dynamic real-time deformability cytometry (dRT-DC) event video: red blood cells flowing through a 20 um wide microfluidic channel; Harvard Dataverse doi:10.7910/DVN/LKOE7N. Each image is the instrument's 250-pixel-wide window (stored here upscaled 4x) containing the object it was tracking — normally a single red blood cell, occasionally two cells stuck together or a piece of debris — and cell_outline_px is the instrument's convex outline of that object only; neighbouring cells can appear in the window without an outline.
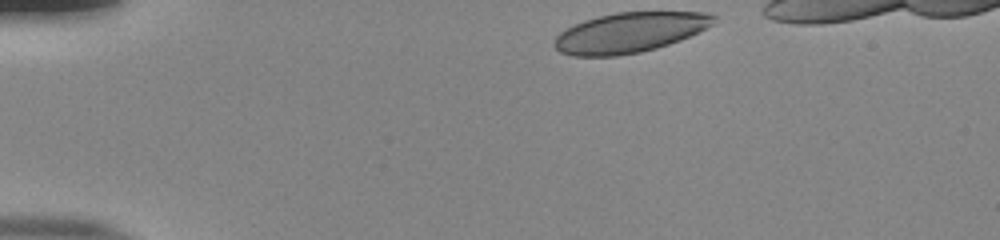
{"species": "human", "species_latin": "Homo sapiens", "temperature_condition": "room temperature", "stored_images_in_passage": 37, "camera_frame_rate_fps": 3000, "um_per_image_px": 0.085, "donor": {"sex": "male"}, "frame": {"image": 1, "passage_image": 1, "time_ms": 0.0, "image_size_px": [1000, 240], "cell_outline_px": [[716, 16], [712, 24], [680, 40], [656, 48], [640, 52], [616, 56], [572, 56], [560, 52], [556, 48], [556, 36], [560, 32], [584, 20], [596, 16], [616, 12], [708, 12]], "centroid_in_image_um": [53.5, 2.76], "position_along_channel_um": 31.5, "area_um2": 36.82}}
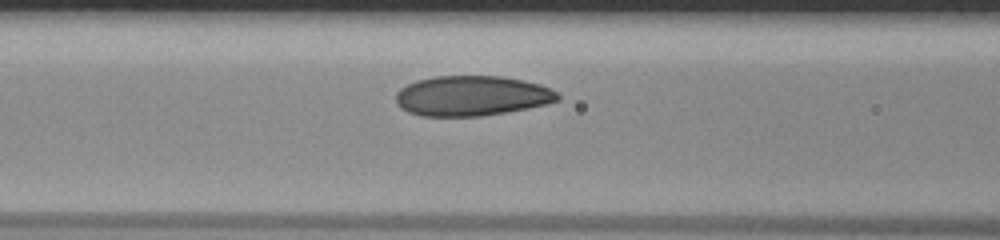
{"frame": {"image": 2, "passage_image": 14, "time_ms": 4.333, "image_size_px": [1000, 240], "cell_outline_px": [[560, 100], [528, 108], [508, 112], [480, 116], [420, 116], [408, 112], [400, 108], [396, 100], [396, 92], [400, 88], [416, 80], [436, 76], [500, 76], [540, 84], [556, 92], [560, 96]], "centroid_in_image_um": [40.07, 8.15], "position_along_channel_um": 126.5, "area_um2": 37.8}}
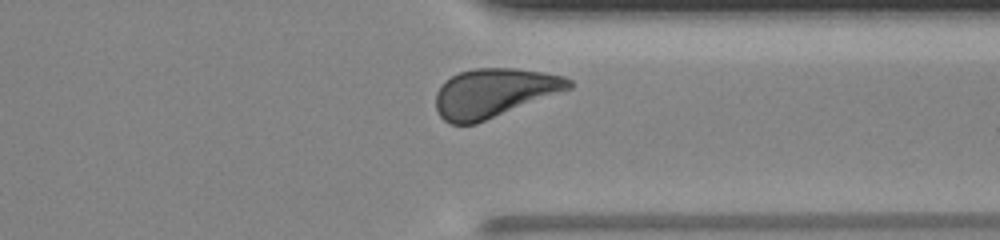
{"frame": {"image": 3, "passage_image": 33, "time_ms": 10.667, "image_size_px": [1000, 240], "cell_outline_px": [[572, 88], [476, 124], [448, 124], [440, 116], [436, 108], [436, 92], [452, 76], [460, 72], [476, 68], [512, 68], [544, 72], [564, 76], [572, 80]], "centroid_in_image_um": [42.01, 7.9], "position_along_channel_um": 369.4, "area_um2": 37.63}, "authors_computed_cell_mechanics": {"area_um2": 37.57, "velocity_mm_per_s": 3.8351, "shape_relaxation_time_tau1_ms": 3.3104, "shape_relaxation_time_tau2_ms": 2.533, "deformation_change_tau1": 0.1093, "deformation_change_tau2": 0.0691}}